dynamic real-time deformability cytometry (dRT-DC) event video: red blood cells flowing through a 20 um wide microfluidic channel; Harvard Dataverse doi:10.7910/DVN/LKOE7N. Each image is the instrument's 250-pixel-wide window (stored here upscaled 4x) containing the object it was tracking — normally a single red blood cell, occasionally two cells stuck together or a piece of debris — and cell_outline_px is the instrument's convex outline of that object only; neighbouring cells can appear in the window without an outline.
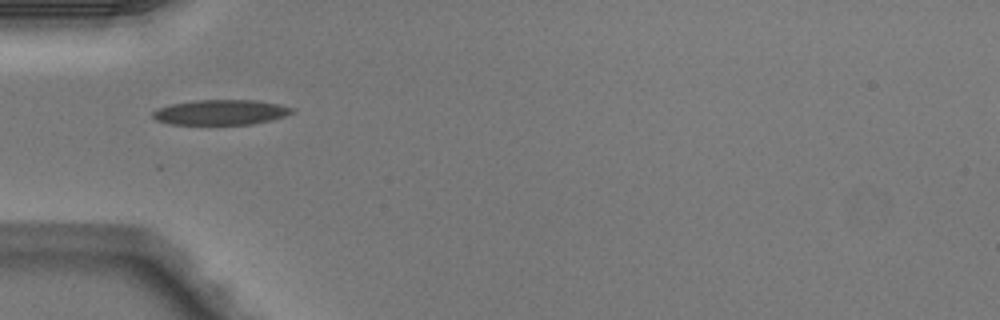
{"species": "Egyptian fruit bat (a non-hibernating species)", "species_latin": "Rousettus aegyptiacus", "temperature_condition": "warm", "stored_images_in_passage": 1, "camera_frame_rate_fps": 3000, "um_per_image_px": 0.085, "animal": {"sex": "male"}, "frame": {"image": 1, "passage_image": 1, "time_ms": 0.0, "image_size_px": [1000, 320], "cell_outline_px": [[296, 112], [272, 120], [252, 124], [168, 124], [156, 120], [152, 116], [152, 112], [156, 108], [172, 104], [196, 100], [256, 100], [280, 104], [296, 108]], "centroid_in_image_um": [18.8, 9.54], "position_along_channel_um": 66.2, "area_um2": 20.58}}